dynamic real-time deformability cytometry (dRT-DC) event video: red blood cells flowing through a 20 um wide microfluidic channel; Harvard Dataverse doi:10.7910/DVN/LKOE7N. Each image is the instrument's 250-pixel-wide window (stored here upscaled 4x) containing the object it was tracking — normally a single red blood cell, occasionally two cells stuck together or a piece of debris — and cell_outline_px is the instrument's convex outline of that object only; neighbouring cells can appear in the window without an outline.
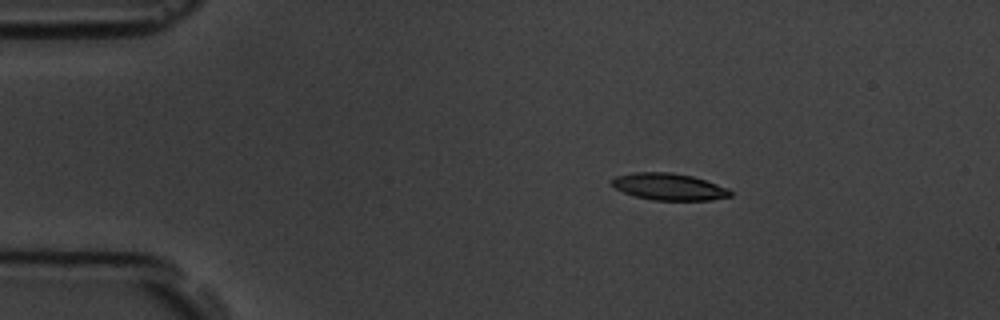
{"species": "common noctule bat (a hibernating species)", "species_latin": "Nyctalus noctula", "temperature_condition": "room temperature", "stored_images_in_passage": 3, "camera_frame_rate_fps": 3000, "um_per_image_px": 0.085, "animal": {"sex": "male", "body_mass_g": 19.5, "forearm_length_mm": 54.6}, "frame": {"image": 1, "passage_image": 1, "time_ms": 0.0, "image_size_px": [1000, 320], "cell_outline_px": [[732, 196], [712, 200], [652, 200], [636, 196], [624, 192], [608, 184], [608, 180], [616, 176], [636, 172], [672, 172], [692, 176], [728, 188], [732, 192]], "centroid_in_image_um": [56.83, 15.87], "position_along_channel_um": 28.2, "area_um2": 18.61}}
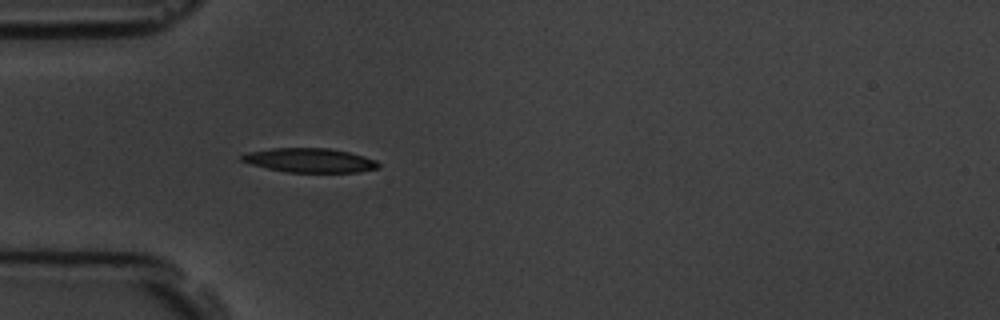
{"frame": {"image": 2, "passage_image": 3, "time_ms": 2.333, "image_size_px": [1000, 320], "cell_outline_px": [[380, 164], [376, 168], [360, 172], [288, 172], [268, 168], [252, 164], [240, 160], [240, 156], [248, 152], [272, 148], [328, 148], [348, 152], [364, 156], [376, 160]], "centroid_in_image_um": [26.33, 13.62], "position_along_channel_um": 58.7, "area_um2": 19.07}}